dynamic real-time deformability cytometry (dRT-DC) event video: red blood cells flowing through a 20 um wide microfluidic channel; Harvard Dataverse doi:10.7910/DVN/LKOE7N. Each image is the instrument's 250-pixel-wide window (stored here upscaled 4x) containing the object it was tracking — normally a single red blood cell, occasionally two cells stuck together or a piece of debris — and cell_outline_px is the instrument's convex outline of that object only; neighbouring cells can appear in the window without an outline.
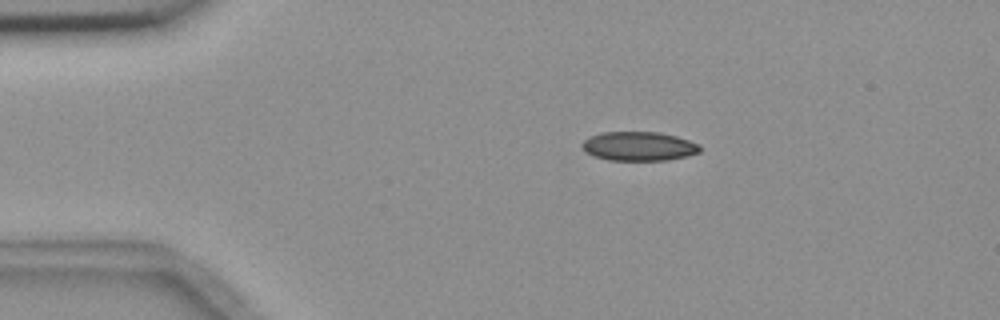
{"species": "common noctule bat (a hibernating species)", "species_latin": "Nyctalus noctula", "temperature_condition": "room temperature", "stored_images_in_passage": 6, "camera_frame_rate_fps": 3000, "um_per_image_px": 0.085, "animal": {"sex": "female", "body_mass_g": 18.4}, "frame": {"image": 1, "passage_image": 3, "time_ms": 2.333, "image_size_px": [1000, 320], "cell_outline_px": [[700, 152], [688, 156], [668, 160], [608, 160], [592, 156], [584, 152], [580, 144], [588, 136], [600, 132], [660, 132], [676, 136], [700, 144]], "centroid_in_image_um": [54.26, 12.43], "position_along_channel_um": 30.7, "area_um2": 20.29}}